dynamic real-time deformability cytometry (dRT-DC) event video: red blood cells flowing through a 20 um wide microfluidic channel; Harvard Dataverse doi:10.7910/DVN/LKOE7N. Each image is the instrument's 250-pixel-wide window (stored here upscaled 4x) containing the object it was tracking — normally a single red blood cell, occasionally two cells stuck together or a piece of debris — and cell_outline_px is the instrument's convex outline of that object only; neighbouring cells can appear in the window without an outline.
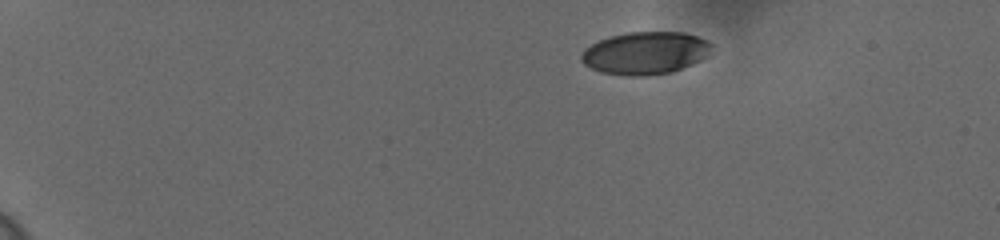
{"species": "human", "species_latin": "Homo sapiens", "temperature_condition": "cold", "stored_images_in_passage": 49, "camera_frame_rate_fps": 3000, "um_per_image_px": 0.085, "donor": {"sex": "female"}, "frame": {"image": 1, "passage_image": 1, "time_ms": 0.0, "image_size_px": [1000, 240], "cell_outline_px": [[712, 44], [704, 56], [700, 60], [692, 64], [672, 72], [648, 76], [628, 76], [600, 72], [584, 64], [580, 60], [580, 56], [584, 48], [600, 40], [612, 36], [628, 32], [684, 32], [696, 36]], "centroid_in_image_um": [54.8, 4.52], "position_along_channel_um": 30.2, "area_um2": 32.08}}
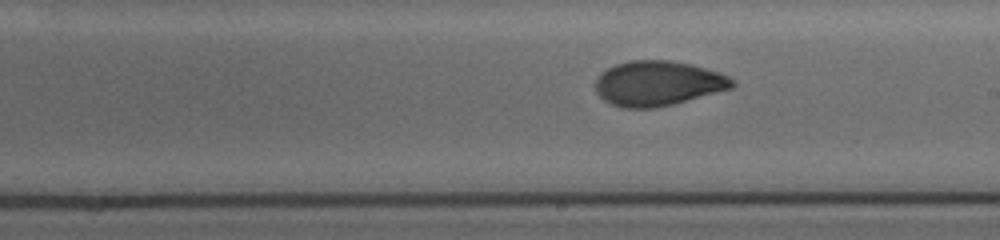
{"frame": {"image": 2, "passage_image": 27, "time_ms": 8.667, "image_size_px": [1000, 240], "cell_outline_px": [[736, 84], [732, 88], [672, 104], [656, 108], [624, 108], [612, 104], [604, 100], [596, 92], [596, 80], [600, 72], [616, 64], [632, 60], [668, 60], [688, 64], [720, 72], [728, 76]], "centroid_in_image_um": [55.9, 7.09], "position_along_channel_um": 233.1, "area_um2": 35.55}}
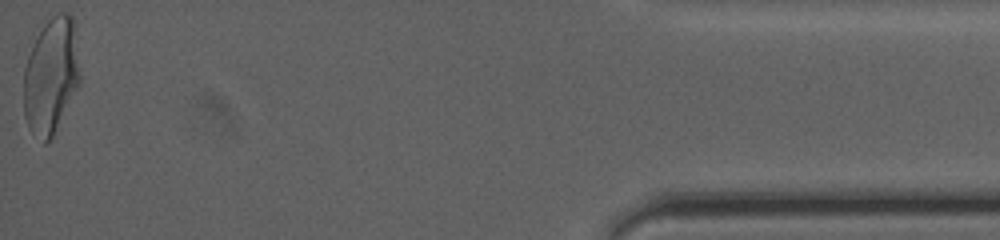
{"frame": {"image": 3, "passage_image": 49, "time_ms": 16.0, "image_size_px": [1000, 240], "cell_outline_px": [[80, 84], [52, 136], [44, 144], [28, 128], [24, 116], [24, 68], [32, 44], [44, 16], [56, 12], [68, 12], [72, 16], [80, 76]], "centroid_in_image_um": [4.31, 6.36], "position_along_channel_um": 430.9, "area_um2": 38.44}, "authors_computed_cell_mechanics": {"area_um2": 35.3736, "velocity_mm_per_s": 3.6362, "shape_relaxation_time_tau1_ms": 5.2522, "shape_relaxation_time_tau2_ms": 1.2964, "deformation_change_tau1": 0.1915, "deformation_change_tau2": 0.0565}}